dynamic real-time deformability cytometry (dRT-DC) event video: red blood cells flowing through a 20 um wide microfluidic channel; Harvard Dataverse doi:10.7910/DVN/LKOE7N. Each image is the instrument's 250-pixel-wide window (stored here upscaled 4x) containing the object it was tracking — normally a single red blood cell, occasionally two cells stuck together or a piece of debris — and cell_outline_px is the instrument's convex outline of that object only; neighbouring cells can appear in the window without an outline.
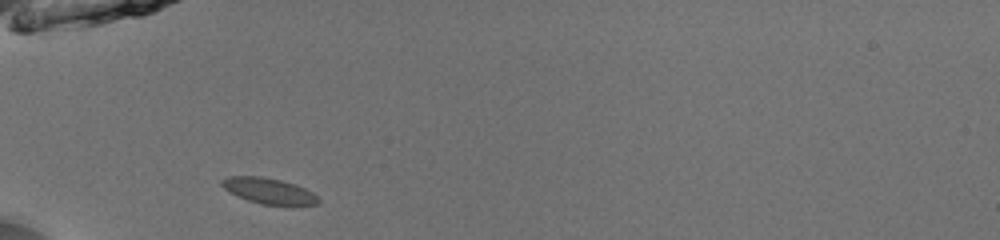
{"species": "common noctule bat (a hibernating species)", "species_latin": "Nyctalus noctula", "temperature_condition": "room temperature", "stored_images_in_passage": 35, "camera_frame_rate_fps": 3000, "um_per_image_px": 0.085, "animal": {"sex": "male", "body_mass_g": 13.0, "forearm_length_mm": 53.1}, "frame": {"image": 1, "passage_image": 1, "time_ms": 0.0, "image_size_px": [1000, 240], "cell_outline_px": [[320, 204], [292, 208], [260, 204], [248, 200], [224, 188], [220, 184], [220, 180], [228, 176], [260, 176], [280, 180], [296, 184], [312, 192], [320, 200]], "centroid_in_image_um": [22.94, 16.27], "position_along_channel_um": 62.1, "area_um2": 15.03}}
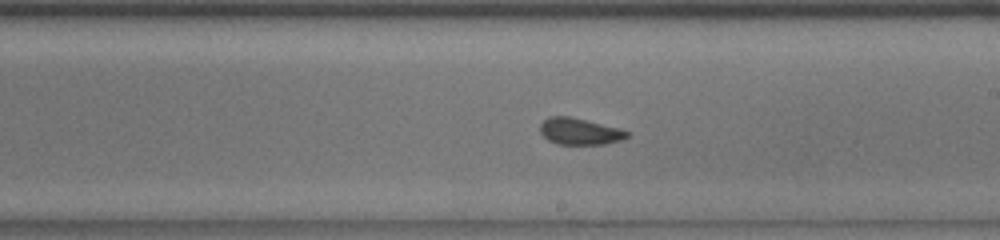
{"frame": {"image": 2, "passage_image": 15, "time_ms": 4.667, "image_size_px": [1000, 240], "cell_outline_px": [[628, 136], [620, 140], [604, 144], [556, 144], [548, 140], [540, 132], [540, 124], [548, 116], [572, 116], [616, 128], [628, 132]], "centroid_in_image_um": [49.2, 11.16], "position_along_channel_um": 239.8, "area_um2": 13.29}}
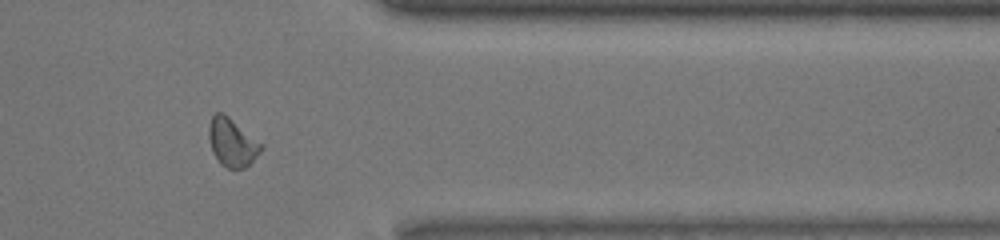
{"frame": {"image": 3, "passage_image": 27, "time_ms": 8.667, "image_size_px": [1000, 240], "cell_outline_px": [[264, 148], [244, 168], [228, 168], [220, 164], [212, 152], [208, 136], [208, 124], [212, 116], [216, 112], [224, 112], [264, 144]], "centroid_in_image_um": [19.72, 12.07], "position_along_channel_um": 391.7, "area_um2": 14.91}, "authors_computed_cell_mechanics": {"area_um2": 13.9876, "velocity_mm_per_s": 3.955, "shape_relaxation_time_tau1_ms": 4.2057, "shape_relaxation_time_tau2_ms": null, "deformation_change_tau1": 0.0908, "deformation_change_tau2": null}}